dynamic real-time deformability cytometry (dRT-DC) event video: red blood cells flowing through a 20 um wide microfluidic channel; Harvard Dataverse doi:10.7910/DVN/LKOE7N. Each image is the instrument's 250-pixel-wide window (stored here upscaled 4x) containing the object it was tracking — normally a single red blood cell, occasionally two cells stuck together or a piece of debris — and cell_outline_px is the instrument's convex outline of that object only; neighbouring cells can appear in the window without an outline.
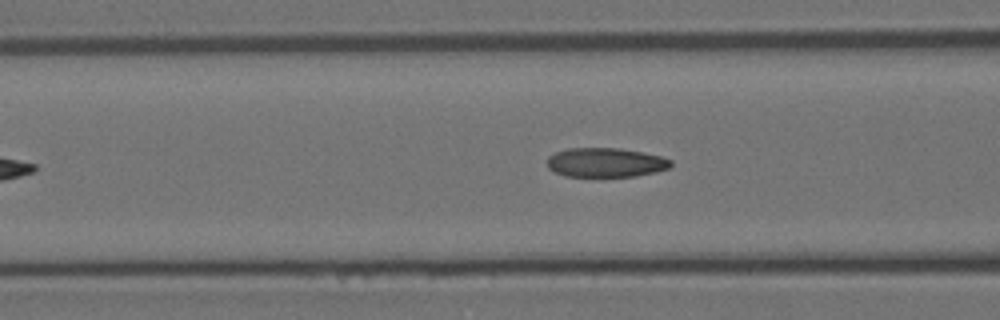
{"species": "Egyptian fruit bat (a non-hibernating species)", "species_latin": "Rousettus aegyptiacus", "temperature_condition": "room temperature", "stored_images_in_passage": 47, "camera_frame_rate_fps": 3000, "um_per_image_px": 0.085, "animal": {"sex": "female"}, "frame": {"image": 1, "passage_image": 16, "time_ms": 5.0, "image_size_px": [1000, 320], "cell_outline_px": [[672, 164], [668, 168], [656, 172], [636, 176], [564, 176], [548, 168], [548, 156], [556, 152], [568, 148], [620, 148], [660, 156], [672, 160]], "centroid_in_image_um": [51.48, 13.81], "position_along_channel_um": 115.1, "area_um2": 20.98}}
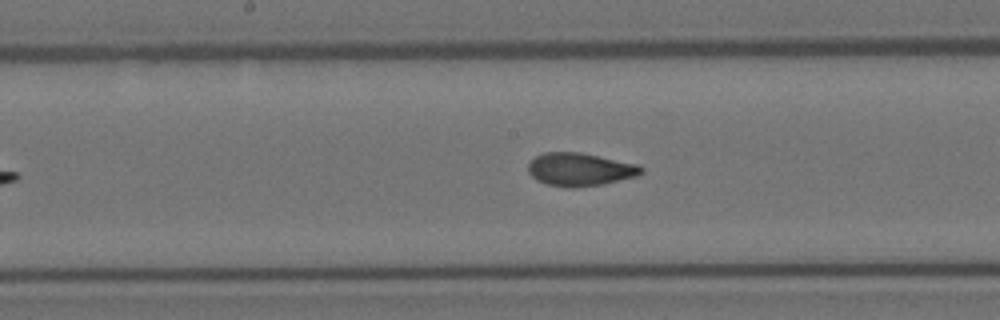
{"frame": {"image": 2, "passage_image": 23, "time_ms": 7.333, "image_size_px": [1000, 320], "cell_outline_px": [[644, 172], [636, 176], [604, 184], [572, 188], [568, 188], [548, 184], [536, 180], [528, 172], [528, 164], [536, 156], [544, 152], [580, 152], [636, 164], [644, 168]], "centroid_in_image_um": [49.29, 14.41], "position_along_channel_um": 198.9, "area_um2": 21.73}}
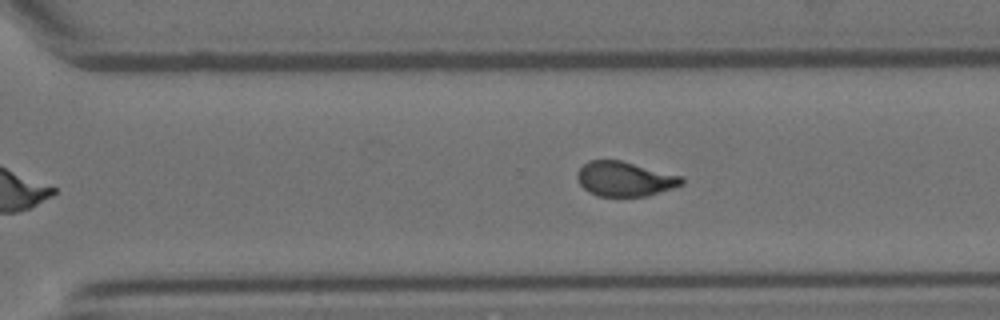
{"frame": {"image": 3, "passage_image": 33, "time_ms": 10.667, "image_size_px": [1000, 320], "cell_outline_px": [[684, 184], [648, 196], [596, 196], [588, 192], [580, 184], [576, 176], [580, 168], [588, 160], [620, 160], [680, 176], [684, 180]], "centroid_in_image_um": [53.07, 15.22], "position_along_channel_um": 317.5, "area_um2": 20.92}, "authors_computed_cell_mechanics": {"area_um2": 21.1548, "velocity_mm_per_s": 3.5779, "shape_relaxation_time_tau1_ms": 7.7535, "shape_relaxation_time_tau2_ms": 1.3036, "deformation_change_tau1": 0.2034, "deformation_change_tau2": 0.0757}}